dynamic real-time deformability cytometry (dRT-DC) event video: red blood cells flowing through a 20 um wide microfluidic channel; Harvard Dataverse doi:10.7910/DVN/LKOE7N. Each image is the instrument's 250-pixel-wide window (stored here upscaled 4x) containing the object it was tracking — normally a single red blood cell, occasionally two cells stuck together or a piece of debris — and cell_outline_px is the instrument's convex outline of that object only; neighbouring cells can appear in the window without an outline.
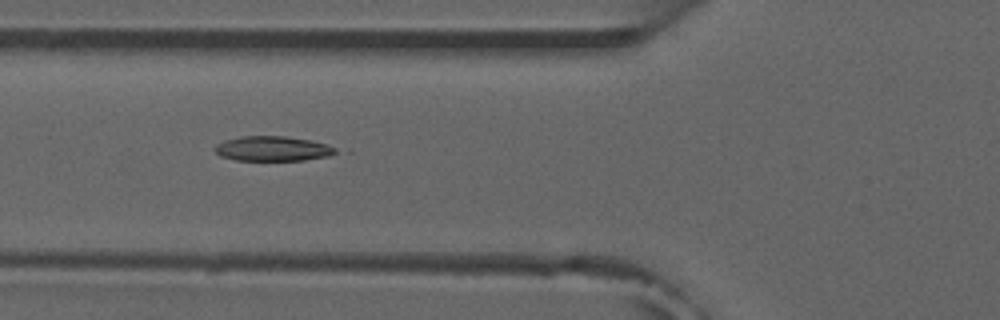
{"species": "common noctule bat (a hibernating species)", "species_latin": "Nyctalus noctula", "temperature_condition": "room temperature", "stored_images_in_passage": 9, "camera_frame_rate_fps": 3000, "um_per_image_px": 0.085, "animal": {"sex": "male", "forearm_length_mm": 52.5}, "frame": {"image": 1, "passage_image": 4, "time_ms": 3.333, "image_size_px": [1000, 320], "cell_outline_px": [[336, 152], [328, 156], [304, 160], [236, 160], [220, 156], [212, 148], [216, 144], [224, 140], [240, 136], [284, 136], [308, 140], [324, 144], [336, 148]], "centroid_in_image_um": [23.1, 12.63], "position_along_channel_um": 102.7, "area_um2": 17.34}}